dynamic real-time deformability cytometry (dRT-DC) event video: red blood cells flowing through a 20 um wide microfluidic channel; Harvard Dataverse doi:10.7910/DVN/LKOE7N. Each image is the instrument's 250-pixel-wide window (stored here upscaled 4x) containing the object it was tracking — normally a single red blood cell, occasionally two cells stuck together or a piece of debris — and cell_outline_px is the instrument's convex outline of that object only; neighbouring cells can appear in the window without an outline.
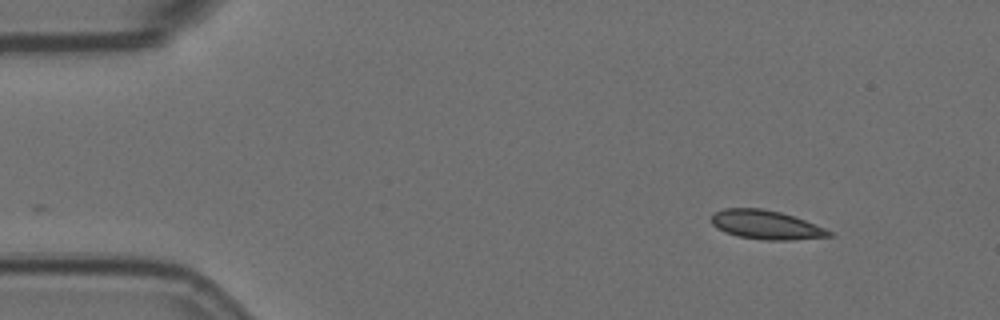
{"species": "Egyptian fruit bat (a non-hibernating species)", "species_latin": "Rousettus aegyptiacus", "temperature_condition": "room temperature", "stored_images_in_passage": 10, "camera_frame_rate_fps": 3000, "um_per_image_px": 0.085, "animal": {"sex": "female"}, "frame": {"image": 1, "passage_image": 1, "time_ms": 0.0, "image_size_px": [1000, 320], "cell_outline_px": [[832, 236], [792, 240], [764, 240], [736, 236], [724, 232], [716, 228], [712, 224], [712, 212], [724, 208], [764, 208], [780, 212], [804, 220], [824, 228], [832, 232]], "centroid_in_image_um": [65.06, 19.11], "position_along_channel_um": 19.9, "area_um2": 19.88}}